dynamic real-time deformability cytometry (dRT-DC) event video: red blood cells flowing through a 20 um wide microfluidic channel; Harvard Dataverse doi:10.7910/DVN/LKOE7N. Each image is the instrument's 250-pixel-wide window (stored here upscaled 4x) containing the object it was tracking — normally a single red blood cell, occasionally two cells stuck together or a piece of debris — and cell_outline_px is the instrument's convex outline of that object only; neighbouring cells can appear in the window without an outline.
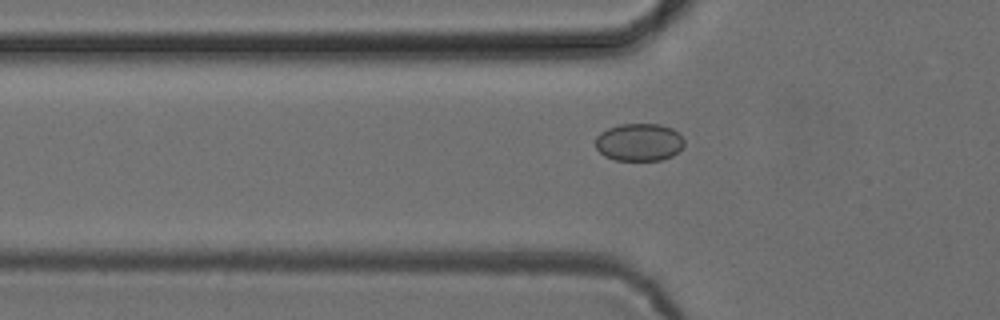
{"species": "common noctule bat (a hibernating species)", "species_latin": "Nyctalus noctula", "temperature_condition": "cold", "stored_images_in_passage": 37, "camera_frame_rate_fps": 3000, "um_per_image_px": 0.085, "animal": {"sex": "female", "body_mass_g": 24.6, "forearm_length_mm": 56.2}, "frame": {"image": 1, "passage_image": 2, "time_ms": 0.333, "image_size_px": [1000, 320], "cell_outline_px": [[684, 144], [672, 156], [660, 160], [616, 160], [604, 156], [596, 148], [596, 136], [600, 132], [608, 128], [620, 124], [660, 124], [672, 128], [684, 140]], "centroid_in_image_um": [54.3, 12.08], "position_along_channel_um": 71.5, "area_um2": 19.36}}
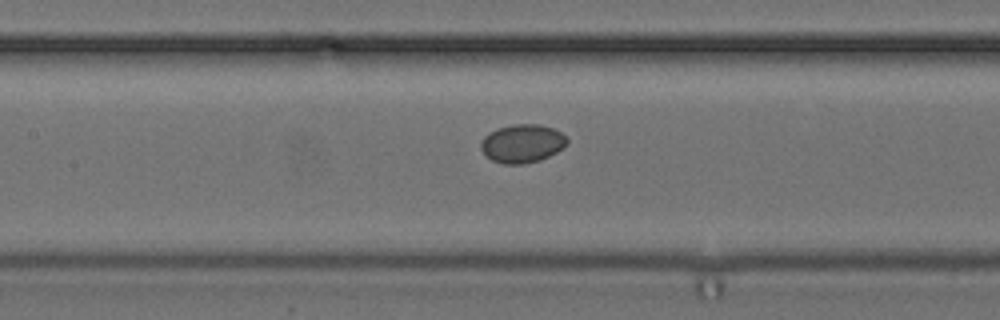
{"frame": {"image": 2, "passage_image": 9, "time_ms": 2.667, "image_size_px": [1000, 320], "cell_outline_px": [[568, 144], [564, 148], [540, 160], [524, 164], [504, 164], [492, 160], [480, 148], [480, 144], [484, 136], [488, 132], [496, 128], [512, 124], [540, 124], [552, 128], [560, 132], [568, 140]], "centroid_in_image_um": [44.39, 12.19], "position_along_channel_um": 163.0, "area_um2": 19.36}}
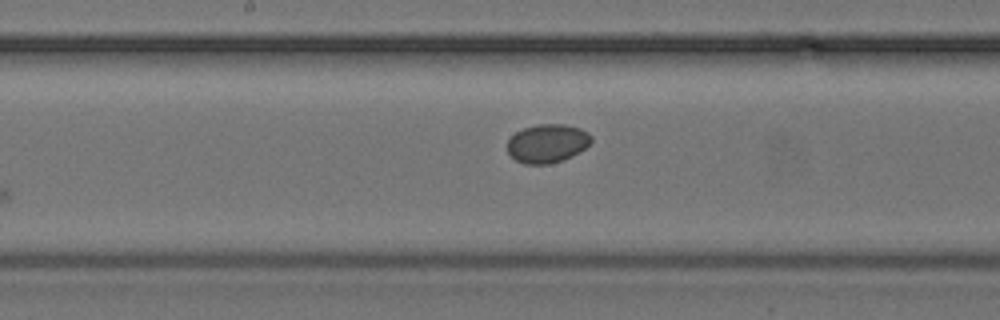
{"frame": {"image": 3, "passage_image": 12, "time_ms": 3.667, "image_size_px": [1000, 320], "cell_outline_px": [[592, 144], [580, 152], [572, 156], [548, 164], [524, 164], [516, 160], [508, 152], [508, 140], [516, 132], [524, 128], [536, 124], [564, 124], [580, 128], [588, 132], [592, 136]], "centroid_in_image_um": [46.56, 12.18], "position_along_channel_um": 201.6, "area_um2": 18.96}}